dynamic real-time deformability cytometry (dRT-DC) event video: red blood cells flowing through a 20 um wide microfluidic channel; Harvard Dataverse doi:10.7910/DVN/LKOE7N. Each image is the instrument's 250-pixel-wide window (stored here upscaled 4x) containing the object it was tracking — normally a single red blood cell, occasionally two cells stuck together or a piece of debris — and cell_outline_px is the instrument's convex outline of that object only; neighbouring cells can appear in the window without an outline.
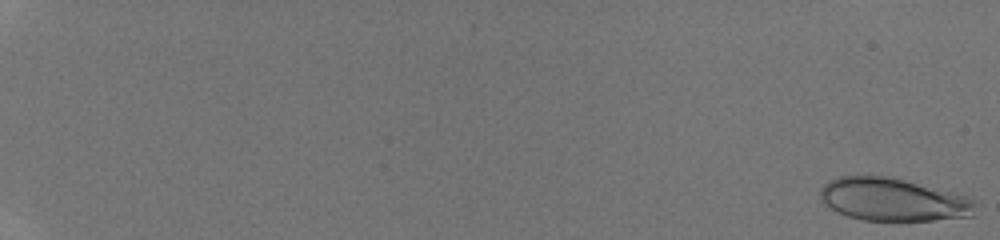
{"species": "human", "species_latin": "Homo sapiens", "temperature_condition": "room temperature", "stored_images_in_passage": 44, "camera_frame_rate_fps": 3000, "um_per_image_px": 0.085, "donor": {"sex": "male"}, "frame": {"image": 1, "passage_image": 1, "time_ms": 0.0, "image_size_px": [1000, 240], "cell_outline_px": [[972, 216], [932, 220], [864, 220], [848, 216], [824, 204], [820, 200], [820, 188], [828, 180], [836, 176], [888, 176], [968, 196], [972, 200]], "centroid_in_image_um": [75.83, 16.95], "position_along_channel_um": 9.2, "area_um2": 38.26}}